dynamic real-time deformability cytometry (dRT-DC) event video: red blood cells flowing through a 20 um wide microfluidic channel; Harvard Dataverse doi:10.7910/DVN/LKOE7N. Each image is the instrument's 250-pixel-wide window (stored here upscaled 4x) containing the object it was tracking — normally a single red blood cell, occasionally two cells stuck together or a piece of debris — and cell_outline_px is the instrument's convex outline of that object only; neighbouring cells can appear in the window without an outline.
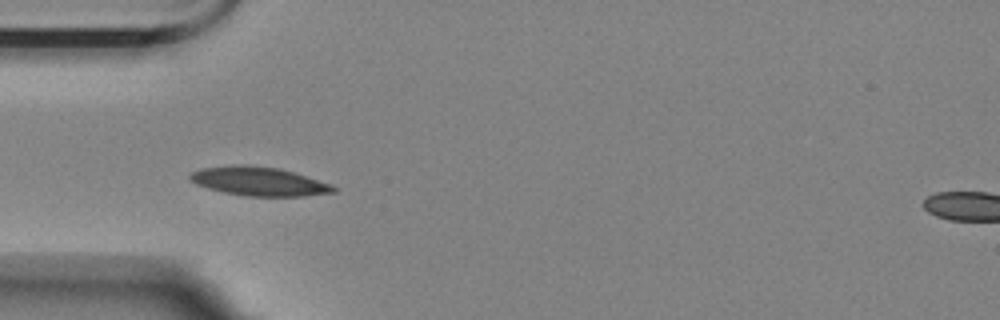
{"species": "Egyptian fruit bat (a non-hibernating species)", "species_latin": "Rousettus aegyptiacus", "temperature_condition": "room temperature", "stored_images_in_passage": 7, "camera_frame_rate_fps": 3000, "um_per_image_px": 0.085, "animal": {"sex": "female"}, "frame": {"image": 1, "passage_image": 6, "time_ms": 5.667, "image_size_px": [1000, 320], "cell_outline_px": [[336, 192], [304, 196], [244, 196], [224, 192], [208, 188], [196, 184], [188, 180], [188, 176], [192, 172], [200, 168], [236, 164], [248, 164], [280, 168], [332, 184], [336, 188]], "centroid_in_image_um": [21.98, 15.4], "position_along_channel_um": 63.0, "area_um2": 24.33}}
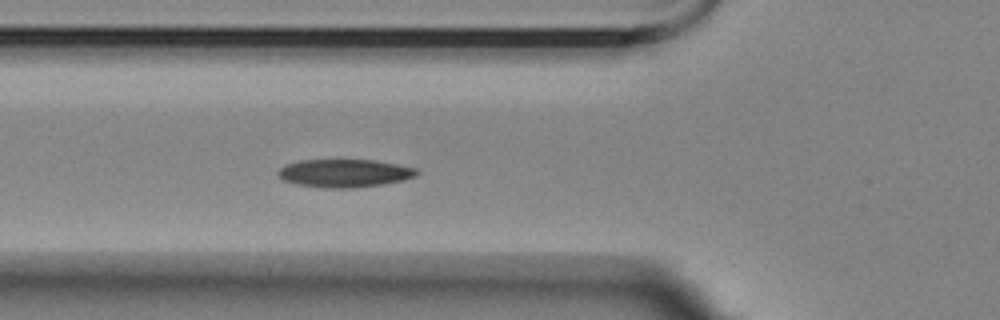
{"frame": {"image": 2, "passage_image": 7, "time_ms": 6.667, "image_size_px": [1000, 320], "cell_outline_px": [[420, 172], [416, 176], [404, 180], [356, 188], [324, 188], [296, 184], [284, 180], [276, 176], [276, 172], [280, 168], [288, 164], [300, 160], [376, 160], [416, 168]], "centroid_in_image_um": [29.27, 14.72], "position_along_channel_um": 96.5, "area_um2": 22.72}}